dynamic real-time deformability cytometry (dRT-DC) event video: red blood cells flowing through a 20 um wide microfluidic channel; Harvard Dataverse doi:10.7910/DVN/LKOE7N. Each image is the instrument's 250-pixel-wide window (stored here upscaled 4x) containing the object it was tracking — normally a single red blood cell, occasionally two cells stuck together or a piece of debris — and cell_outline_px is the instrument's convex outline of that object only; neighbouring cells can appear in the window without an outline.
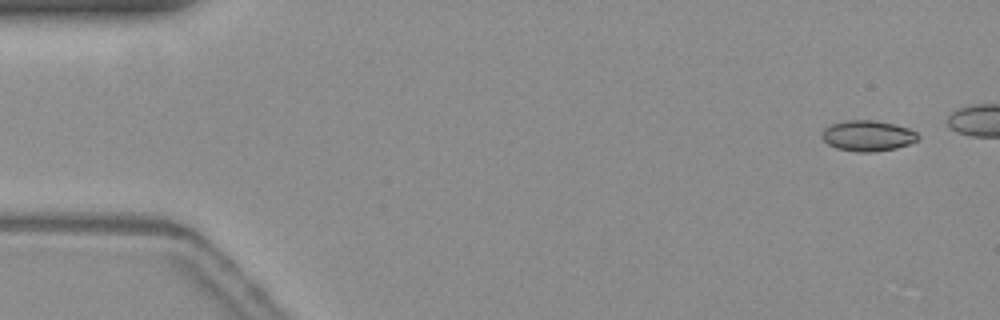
{"species": "common noctule bat (a hibernating species)", "species_latin": "Nyctalus noctula", "temperature_condition": "warm", "stored_images_in_passage": 16, "camera_frame_rate_fps": 3000, "um_per_image_px": 0.085, "animal": {"sex": "female", "body_mass_g": 19.3, "forearm_length_mm": 54.1}, "frame": {"image": 1, "passage_image": 3, "time_ms": 0.667, "image_size_px": [1000, 320], "cell_outline_px": [[920, 136], [916, 140], [908, 144], [896, 148], [872, 152], [856, 152], [836, 148], [828, 144], [820, 136], [824, 128], [832, 124], [852, 120], [872, 120], [892, 124], [908, 128], [916, 132]], "centroid_in_image_um": [73.74, 11.55], "position_along_channel_um": 11.3, "area_um2": 16.99}}